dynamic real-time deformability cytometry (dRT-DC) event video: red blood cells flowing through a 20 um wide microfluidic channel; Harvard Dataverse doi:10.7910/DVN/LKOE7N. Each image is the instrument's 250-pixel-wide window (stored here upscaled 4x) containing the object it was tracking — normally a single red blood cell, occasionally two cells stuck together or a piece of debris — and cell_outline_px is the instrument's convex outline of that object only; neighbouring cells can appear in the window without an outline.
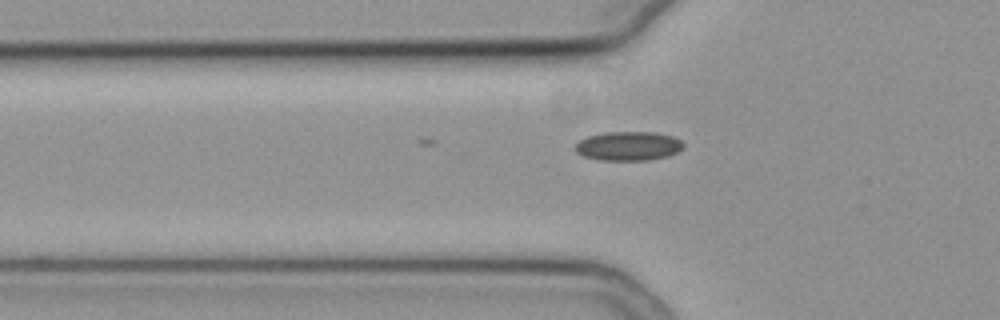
{"species": "common noctule bat (a hibernating species)", "species_latin": "Nyctalus noctula", "temperature_condition": "cold", "stored_images_in_passage": 3, "camera_frame_rate_fps": 3000, "um_per_image_px": 0.085, "animal": {"sex": "female", "body_mass_g": 19.3, "forearm_length_mm": 54.1}, "frame": {"image": 1, "passage_image": 3, "time_ms": 0.667, "image_size_px": [1000, 320], "cell_outline_px": [[684, 148], [668, 156], [648, 160], [600, 160], [584, 156], [576, 152], [572, 148], [580, 140], [588, 136], [604, 132], [656, 132], [672, 136], [680, 140], [684, 144]], "centroid_in_image_um": [53.4, 12.41], "position_along_channel_um": 72.4, "area_um2": 18.44}}